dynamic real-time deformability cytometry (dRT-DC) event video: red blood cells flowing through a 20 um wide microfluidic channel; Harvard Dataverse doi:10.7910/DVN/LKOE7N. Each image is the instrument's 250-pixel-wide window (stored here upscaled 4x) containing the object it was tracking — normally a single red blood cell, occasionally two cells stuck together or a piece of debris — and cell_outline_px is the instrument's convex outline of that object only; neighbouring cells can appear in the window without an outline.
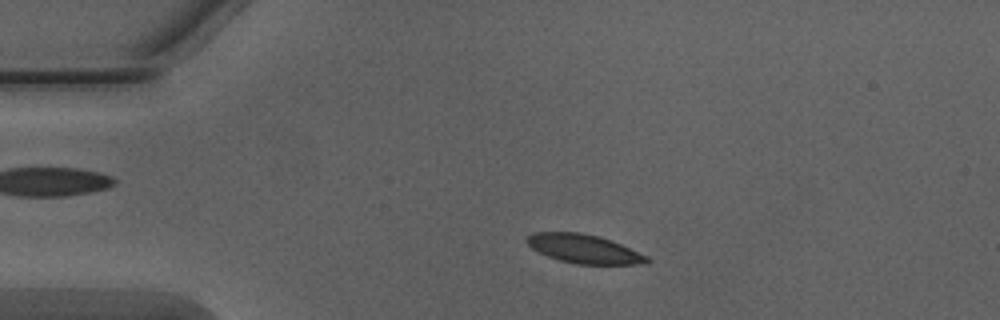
{"species": "Egyptian fruit bat (a non-hibernating species)", "species_latin": "Rousettus aegyptiacus", "temperature_condition": "warm", "stored_images_in_passage": 48, "camera_frame_rate_fps": 3000, "um_per_image_px": 0.085, "animal": {"sex": "male"}, "frame": {"image": 1, "passage_image": 7, "time_ms": 2.0, "image_size_px": [1000, 320], "cell_outline_px": [[652, 260], [636, 264], [576, 264], [560, 260], [548, 256], [532, 248], [524, 240], [532, 232], [580, 232], [596, 236], [620, 244], [648, 256]], "centroid_in_image_um": [49.6, 21.15], "position_along_channel_um": 35.4, "area_um2": 19.83}}
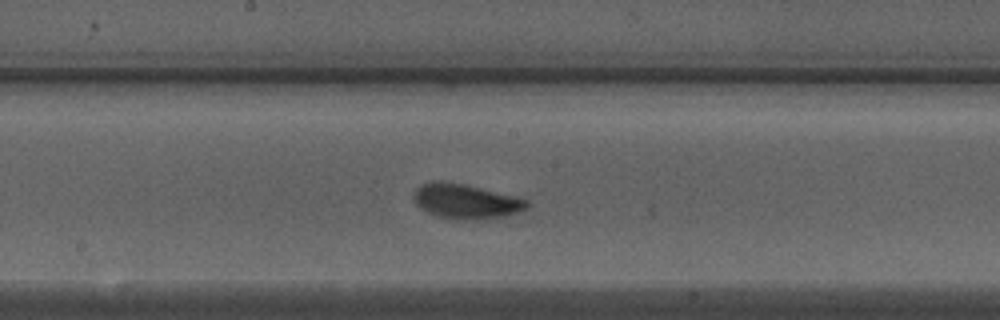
{"frame": {"image": 2, "passage_image": 23, "time_ms": 7.333, "image_size_px": [1000, 320], "cell_outline_px": [[532, 204], [528, 208], [504, 216], [476, 220], [452, 220], [436, 216], [420, 208], [416, 204], [412, 196], [416, 188], [432, 180], [440, 180], [464, 184], [516, 196], [528, 200]], "centroid_in_image_um": [39.59, 17.12], "position_along_channel_um": 208.6, "area_um2": 23.24}}
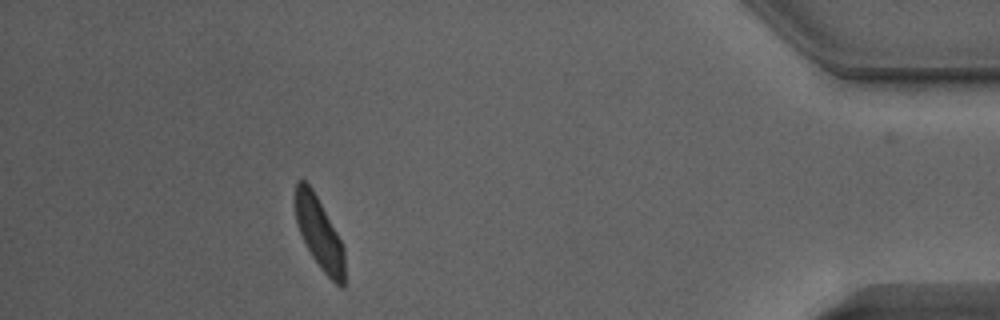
{"frame": {"image": 3, "passage_image": 42, "time_ms": 13.667, "image_size_px": [1000, 320], "cell_outline_px": [[344, 288], [340, 288], [320, 268], [312, 256], [296, 224], [296, 180], [304, 180], [312, 188], [336, 232], [344, 248]], "centroid_in_image_um": [27.14, 19.86], "position_along_channel_um": 408.1, "area_um2": 20.06}, "authors_computed_cell_mechanics": {"area_um2": 21.1259, "velocity_mm_per_s": 4.036, "shape_relaxation_time_tau1_ms": 1.5008, "shape_relaxation_time_tau2_ms": 1.838, "deformation_change_tau1": 0.1024, "deformation_change_tau2": 0.0762}}